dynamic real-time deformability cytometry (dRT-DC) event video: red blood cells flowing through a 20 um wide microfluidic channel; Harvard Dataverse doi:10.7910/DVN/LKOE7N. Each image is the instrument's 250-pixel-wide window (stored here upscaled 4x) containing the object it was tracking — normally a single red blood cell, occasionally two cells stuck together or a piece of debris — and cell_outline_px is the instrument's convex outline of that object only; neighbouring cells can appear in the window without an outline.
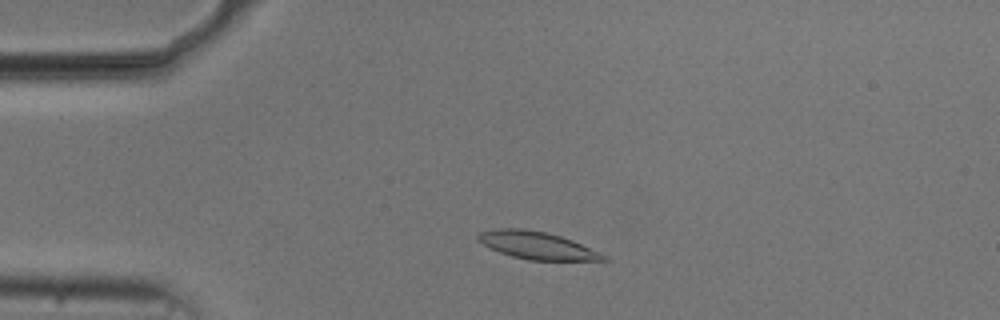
{"species": "common noctule bat (a hibernating species)", "species_latin": "Nyctalus noctula", "temperature_condition": "cold", "stored_images_in_passage": 44, "camera_frame_rate_fps": 3000, "um_per_image_px": 0.085, "animal": {"sex": "male", "body_mass_g": 20.5, "forearm_length_mm": 52.5}, "frame": {"image": 1, "passage_image": 2, "time_ms": 0.333, "image_size_px": [1000, 320], "cell_outline_px": [[608, 260], [528, 260], [512, 256], [500, 252], [476, 240], [476, 236], [480, 232], [492, 228], [520, 228], [544, 232], [560, 236], [572, 240], [600, 252], [608, 256]], "centroid_in_image_um": [45.62, 20.85], "position_along_channel_um": 39.4, "area_um2": 19.94}}
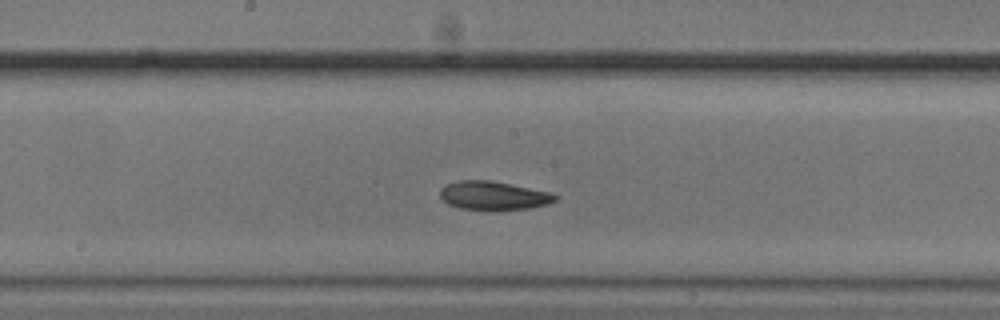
{"frame": {"image": 2, "passage_image": 18, "time_ms": 5.667, "image_size_px": [1000, 320], "cell_outline_px": [[560, 196], [556, 200], [548, 204], [528, 208], [460, 208], [448, 204], [440, 196], [440, 188], [444, 184], [460, 180], [488, 180], [548, 192]], "centroid_in_image_um": [41.91, 16.59], "position_along_channel_um": 206.3, "area_um2": 18.5}}
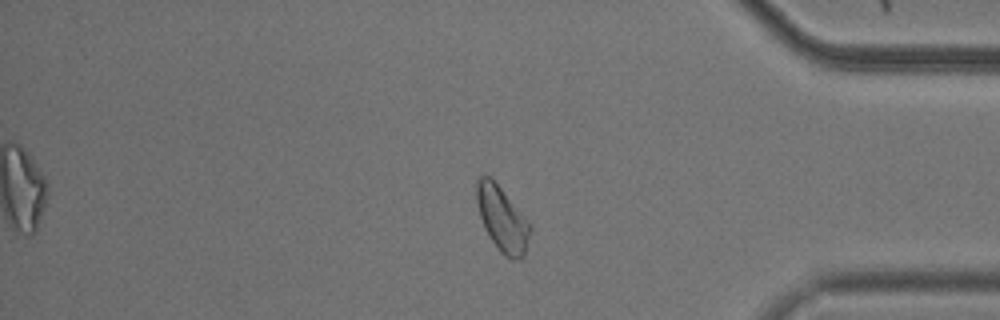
{"frame": {"image": 3, "passage_image": 35, "time_ms": 11.333, "image_size_px": [1000, 320], "cell_outline_px": [[532, 228], [524, 256], [520, 260], [512, 260], [504, 256], [500, 252], [484, 228], [480, 216], [476, 200], [476, 180], [480, 176], [488, 176], [500, 188], [532, 224]], "centroid_in_image_um": [42.71, 18.66], "position_along_channel_um": 392.5, "area_um2": 20.17}, "authors_computed_cell_mechanics": {"area_um2": 19.8832, "velocity_mm_per_s": 3.7, "shape_relaxation_time_tau1_ms": 8.5137, "shape_relaxation_time_tau2_ms": 3.653, "deformation_change_tau1": 0.1651, "deformation_change_tau2": 0.0812}}